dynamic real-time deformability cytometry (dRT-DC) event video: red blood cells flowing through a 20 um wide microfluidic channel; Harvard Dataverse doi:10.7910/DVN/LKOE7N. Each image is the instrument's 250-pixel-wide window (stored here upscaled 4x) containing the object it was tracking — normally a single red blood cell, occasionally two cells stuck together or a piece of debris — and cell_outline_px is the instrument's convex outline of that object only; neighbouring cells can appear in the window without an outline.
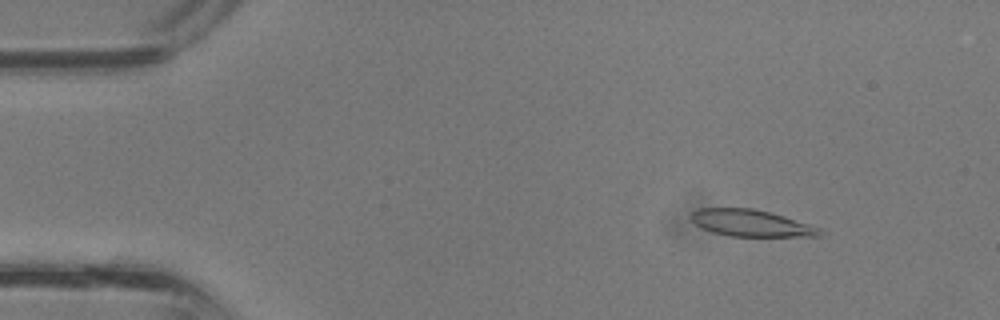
{"species": "common noctule bat (a hibernating species)", "species_latin": "Nyctalus noctula", "temperature_condition": "room temperature", "stored_images_in_passage": 37, "camera_frame_rate_fps": 3000, "um_per_image_px": 0.085, "animal": {"sex": "male", "body_mass_g": 13.3}, "frame": {"image": 1, "passage_image": 5, "time_ms": 1.333, "image_size_px": [1000, 320], "cell_outline_px": [[824, 236], [732, 236], [712, 232], [700, 228], [688, 216], [692, 212], [700, 208], [752, 208], [772, 212], [820, 228], [824, 232]], "centroid_in_image_um": [63.83, 18.96], "position_along_channel_um": 21.2, "area_um2": 20.11}}
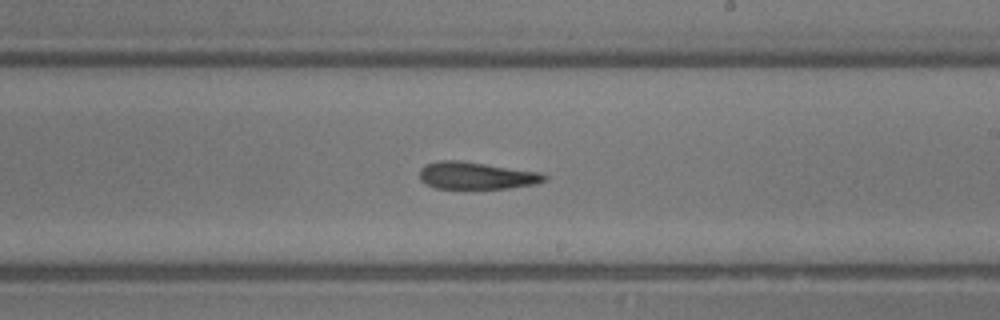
{"frame": {"image": 2, "passage_image": 22, "time_ms": 7.0, "image_size_px": [1000, 320], "cell_outline_px": [[548, 180], [536, 184], [508, 188], [436, 188], [420, 180], [420, 168], [424, 164], [440, 160], [460, 160], [540, 172], [548, 176]], "centroid_in_image_um": [40.51, 14.91], "position_along_channel_um": 248.5, "area_um2": 19.83}}
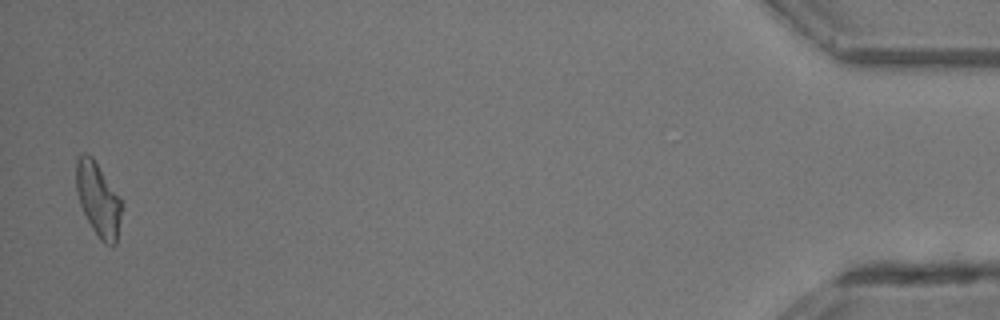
{"frame": {"image": 3, "passage_image": 37, "time_ms": 12.0, "image_size_px": [1000, 320], "cell_outline_px": [[120, 216], [116, 244], [112, 248], [104, 244], [100, 240], [92, 228], [80, 204], [76, 192], [76, 160], [84, 152], [92, 156], [120, 196]], "centroid_in_image_um": [8.33, 16.95], "position_along_channel_um": 426.9, "area_um2": 19.42}}